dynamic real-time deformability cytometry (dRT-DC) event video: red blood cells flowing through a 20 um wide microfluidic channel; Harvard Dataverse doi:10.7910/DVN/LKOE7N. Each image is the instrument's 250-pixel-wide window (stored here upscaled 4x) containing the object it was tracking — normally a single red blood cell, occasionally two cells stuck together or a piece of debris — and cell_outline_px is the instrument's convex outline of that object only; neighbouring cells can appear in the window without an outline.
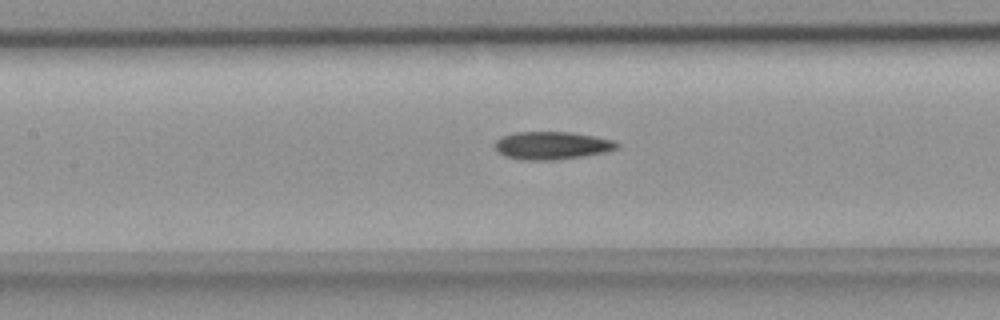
{"species": "common noctule bat (a hibernating species)", "species_latin": "Nyctalus noctula", "temperature_condition": "room temperature", "stored_images_in_passage": 35, "camera_frame_rate_fps": 3000, "um_per_image_px": 0.085, "animal": {"sex": "female", "body_mass_g": 18.4}, "frame": {"image": 1, "passage_image": 13, "time_ms": 4.0, "image_size_px": [1000, 320], "cell_outline_px": [[620, 148], [604, 152], [556, 160], [524, 160], [504, 156], [496, 152], [496, 140], [504, 136], [516, 132], [572, 132], [612, 140], [620, 144]], "centroid_in_image_um": [46.9, 12.37], "position_along_channel_um": 160.5, "area_um2": 19.65}}
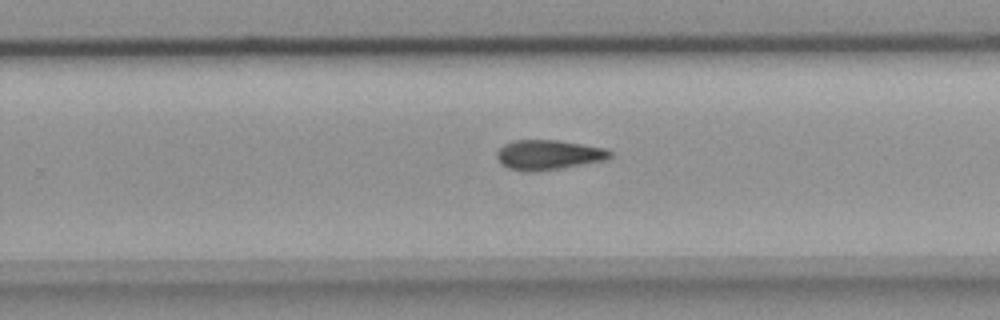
{"frame": {"image": 2, "passage_image": 22, "time_ms": 7.0, "image_size_px": [1000, 320], "cell_outline_px": [[612, 156], [608, 160], [564, 168], [532, 172], [528, 172], [508, 168], [496, 156], [496, 152], [504, 144], [512, 140], [556, 140], [604, 148], [612, 152]], "centroid_in_image_um": [46.64, 13.17], "position_along_channel_um": 283.2, "area_um2": 19.71}}
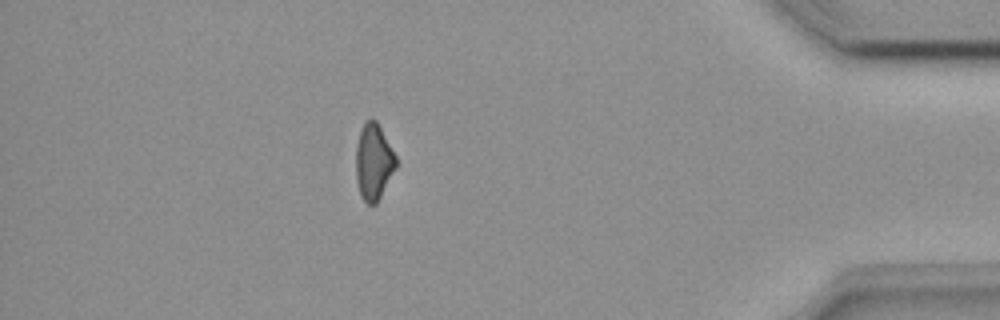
{"frame": {"image": 3, "passage_image": 34, "time_ms": 11.0, "image_size_px": [1000, 320], "cell_outline_px": [[396, 168], [376, 204], [368, 204], [360, 196], [356, 180], [356, 144], [360, 128], [364, 120], [372, 116], [376, 120], [396, 156]], "centroid_in_image_um": [31.73, 13.71], "position_along_channel_um": 403.5, "area_um2": 17.98}}